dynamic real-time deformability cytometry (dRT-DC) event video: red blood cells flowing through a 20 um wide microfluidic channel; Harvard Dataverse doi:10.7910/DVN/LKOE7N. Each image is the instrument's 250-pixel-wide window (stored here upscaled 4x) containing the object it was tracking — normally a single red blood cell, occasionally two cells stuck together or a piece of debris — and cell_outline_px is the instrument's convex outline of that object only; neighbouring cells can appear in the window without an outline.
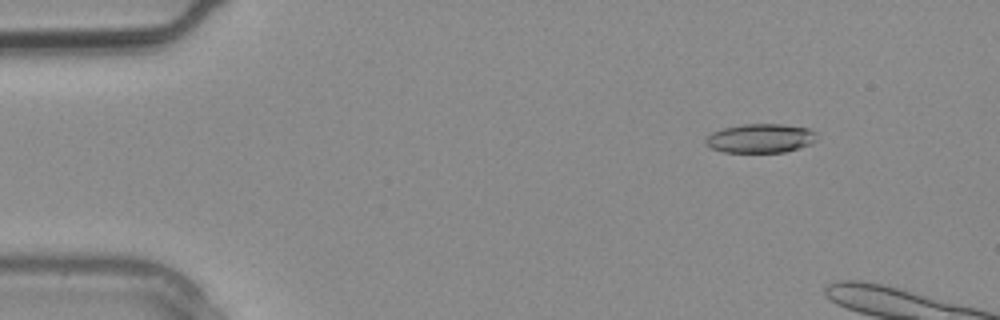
{"species": "common noctule bat (a hibernating species)", "species_latin": "Nyctalus noctula", "temperature_condition": "warm", "stored_images_in_passage": 3, "camera_frame_rate_fps": 3000, "um_per_image_px": 0.085, "animal": {"sex": "male", "body_mass_g": 20.4}, "frame": {"image": 1, "passage_image": 1, "time_ms": 0.0, "image_size_px": [1000, 320], "cell_outline_px": [[816, 140], [812, 144], [800, 148], [784, 152], [724, 152], [712, 148], [704, 140], [712, 132], [724, 128], [744, 124], [784, 124], [808, 128], [816, 132]], "centroid_in_image_um": [64.69, 11.75], "position_along_channel_um": 20.3, "area_um2": 18.79}}